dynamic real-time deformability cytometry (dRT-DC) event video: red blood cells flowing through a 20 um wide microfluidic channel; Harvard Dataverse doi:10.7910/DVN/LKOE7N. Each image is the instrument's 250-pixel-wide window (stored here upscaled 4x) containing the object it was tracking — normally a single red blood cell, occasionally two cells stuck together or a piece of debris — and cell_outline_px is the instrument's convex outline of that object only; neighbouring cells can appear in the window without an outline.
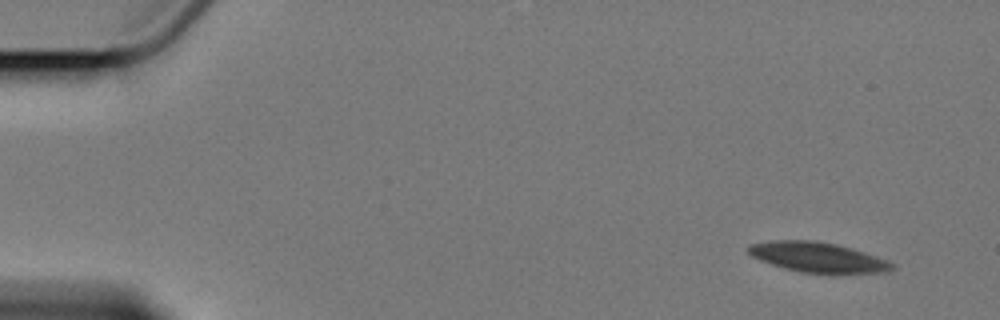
{"species": "Egyptian fruit bat (a non-hibernating species)", "species_latin": "Rousettus aegyptiacus", "temperature_condition": "cold", "stored_images_in_passage": 6, "camera_frame_rate_fps": 3000, "um_per_image_px": 0.085, "animal": {"sex": "female"}, "frame": {"image": 1, "passage_image": 1, "time_ms": 0.0, "image_size_px": [1000, 320], "cell_outline_px": [[896, 268], [888, 272], [804, 272], [784, 268], [760, 260], [752, 256], [748, 252], [748, 244], [772, 240], [816, 240], [836, 244], [852, 248], [888, 260], [896, 264]], "centroid_in_image_um": [69.51, 21.84], "position_along_channel_um": 15.5, "area_um2": 24.85}}
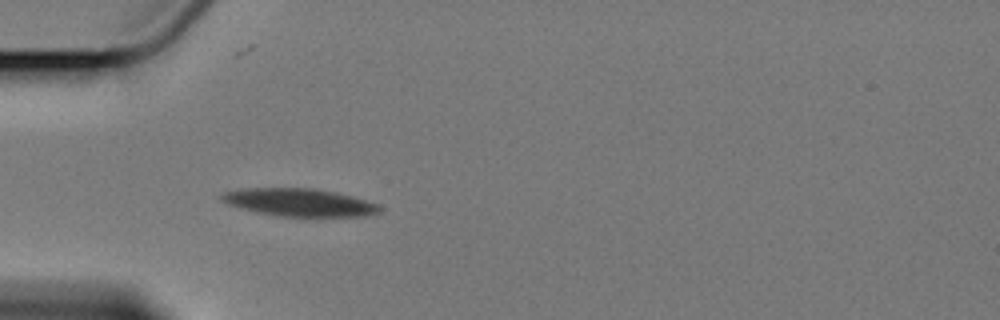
{"frame": {"image": 2, "passage_image": 5, "time_ms": 4.667, "image_size_px": [1000, 320], "cell_outline_px": [[380, 212], [364, 216], [276, 216], [256, 212], [228, 204], [220, 200], [220, 196], [224, 192], [248, 188], [312, 188], [336, 192], [352, 196], [376, 204], [380, 208]], "centroid_in_image_um": [25.41, 17.2], "position_along_channel_um": 59.6, "area_um2": 25.26}}
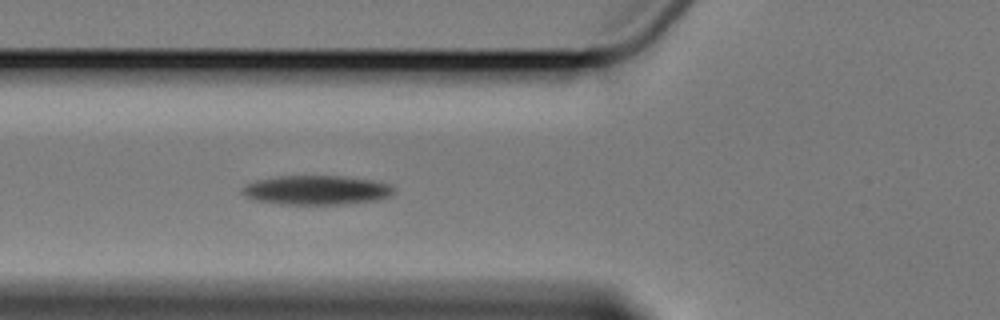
{"frame": {"image": 3, "passage_image": 6, "time_ms": 6.0, "image_size_px": [1000, 320], "cell_outline_px": [[396, 192], [380, 200], [340, 204], [280, 204], [252, 200], [244, 196], [240, 192], [240, 188], [244, 184], [256, 180], [276, 176], [340, 176], [368, 180], [388, 184]], "centroid_in_image_um": [26.79, 16.16], "position_along_channel_um": 99.0, "area_um2": 25.95}}